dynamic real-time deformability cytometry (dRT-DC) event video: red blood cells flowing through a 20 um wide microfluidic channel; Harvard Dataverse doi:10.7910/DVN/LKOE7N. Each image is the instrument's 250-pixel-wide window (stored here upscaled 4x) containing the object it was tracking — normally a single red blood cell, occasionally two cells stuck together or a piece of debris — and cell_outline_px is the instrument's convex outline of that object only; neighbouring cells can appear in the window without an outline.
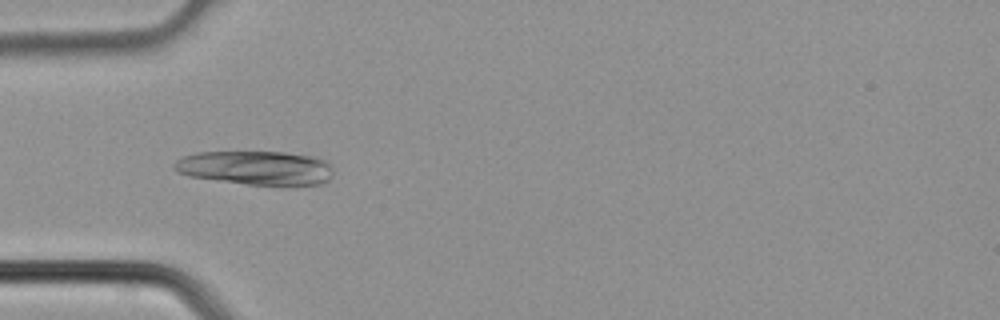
{"species": "common noctule bat (a hibernating species)", "species_latin": "Nyctalus noctula", "temperature_condition": "cold", "stored_images_in_passage": 4, "camera_frame_rate_fps": 3000, "um_per_image_px": 0.085, "animal": {"sex": "male", "body_mass_g": 21.5, "forearm_length_mm": 52.0}, "frame": {"image": 1, "passage_image": 3, "time_ms": 0.667, "image_size_px": [1000, 320], "cell_outline_px": [[332, 176], [328, 180], [320, 184], [248, 184], [216, 180], [188, 176], [176, 172], [172, 168], [176, 160], [184, 156], [196, 152], [284, 152], [312, 156], [324, 160], [332, 168]], "centroid_in_image_um": [21.69, 14.25], "position_along_channel_um": 63.3, "area_um2": 31.27}}
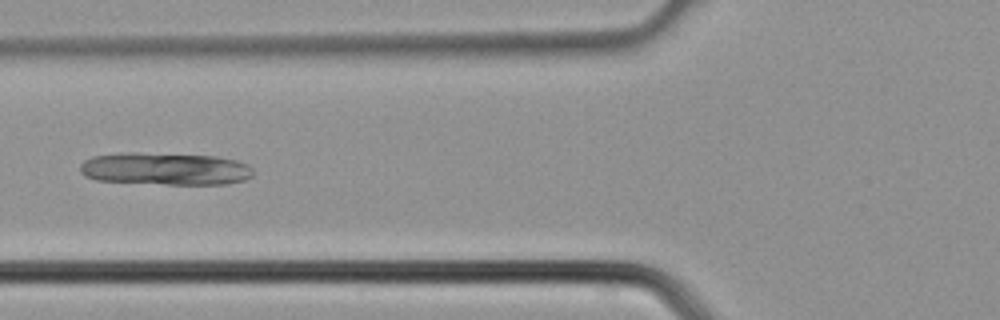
{"frame": {"image": 2, "passage_image": 4, "time_ms": 1.0, "image_size_px": [1000, 320], "cell_outline_px": [[252, 176], [244, 180], [228, 184], [164, 184], [96, 180], [84, 176], [80, 172], [80, 164], [84, 160], [92, 156], [120, 152], [136, 152], [216, 156], [236, 160], [248, 164], [252, 168]], "centroid_in_image_um": [14.01, 14.34], "position_along_channel_um": 111.8, "area_um2": 33.06}}